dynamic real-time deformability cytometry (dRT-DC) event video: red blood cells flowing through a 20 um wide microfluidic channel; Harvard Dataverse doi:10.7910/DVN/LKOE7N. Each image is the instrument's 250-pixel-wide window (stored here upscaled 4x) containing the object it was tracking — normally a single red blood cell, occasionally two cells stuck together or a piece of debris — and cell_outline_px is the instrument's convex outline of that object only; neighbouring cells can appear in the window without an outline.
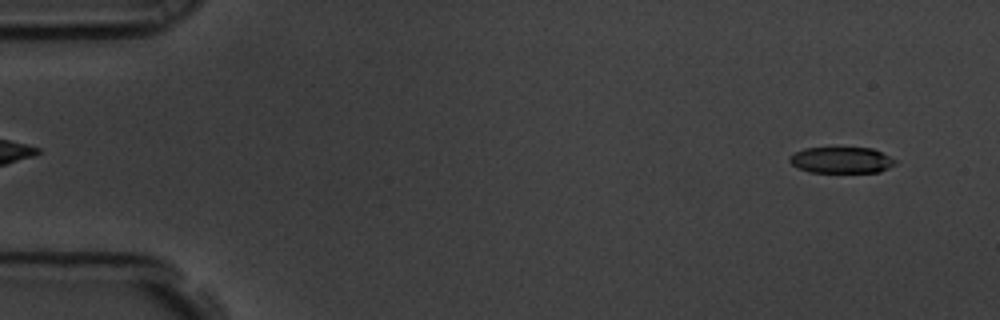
{"species": "common noctule bat (a hibernating species)", "species_latin": "Nyctalus noctula", "temperature_condition": "room temperature", "stored_images_in_passage": 57, "camera_frame_rate_fps": 3000, "um_per_image_px": 0.085, "animal": {"sex": "male", "body_mass_g": 19.5, "forearm_length_mm": 54.6}, "frame": {"image": 1, "passage_image": 3, "time_ms": 0.667, "image_size_px": [1000, 320], "cell_outline_px": [[896, 164], [880, 172], [808, 172], [792, 164], [788, 160], [788, 156], [804, 148], [872, 148], [896, 160]], "centroid_in_image_um": [71.51, 13.61], "position_along_channel_um": 13.5, "area_um2": 16.01}}
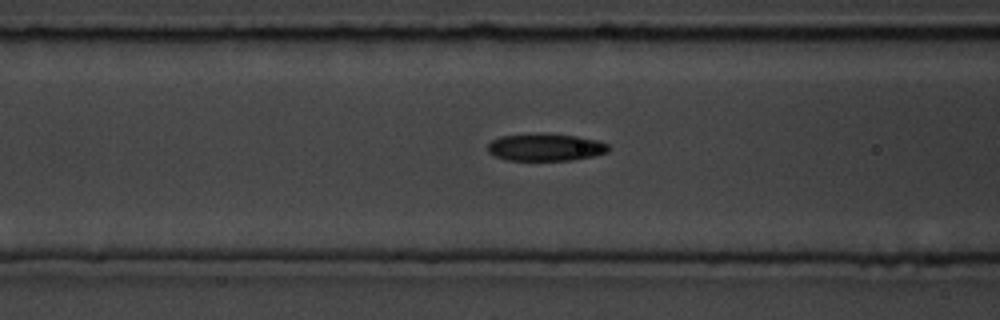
{"frame": {"image": 2, "passage_image": 22, "time_ms": 7.0, "image_size_px": [1000, 320], "cell_outline_px": [[608, 152], [592, 156], [572, 160], [508, 160], [496, 156], [488, 152], [488, 144], [492, 140], [500, 136], [576, 136], [596, 140], [608, 144]], "centroid_in_image_um": [46.38, 12.56], "position_along_channel_um": 120.2, "area_um2": 18.21}}
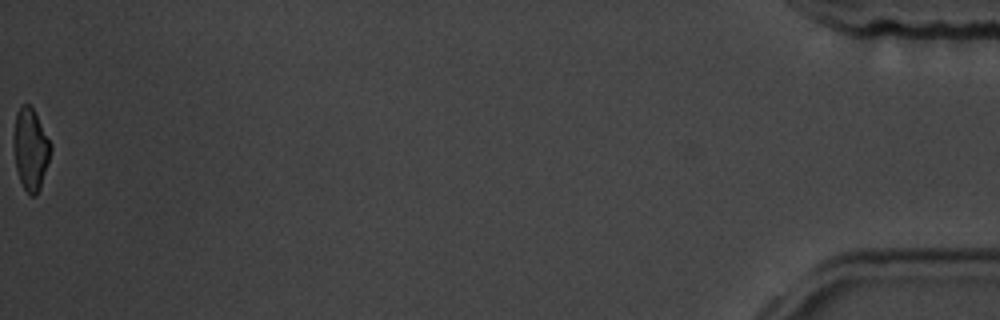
{"frame": {"image": 3, "passage_image": 57, "time_ms": 18.667, "image_size_px": [1000, 320], "cell_outline_px": [[52, 148], [48, 164], [40, 188], [36, 196], [32, 196], [24, 188], [20, 180], [16, 168], [12, 144], [12, 136], [16, 112], [20, 104], [28, 104], [32, 108], [52, 144]], "centroid_in_image_um": [2.58, 12.66], "position_along_channel_um": 432.6, "area_um2": 17.86}, "authors_computed_cell_mechanics": {"area_um2": 19.1318, "velocity_mm_per_s": 3.5575, "shape_relaxation_time_tau1_ms": 3.1523, "shape_relaxation_time_tau2_ms": 2.4074, "deformation_change_tau1": 0.1386, "deformation_change_tau2": 0.0919}}